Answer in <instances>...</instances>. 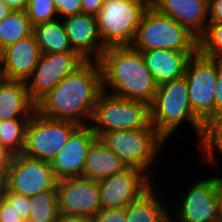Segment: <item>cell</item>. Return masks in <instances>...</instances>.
Wrapping results in <instances>:
<instances>
[{
	"mask_svg": "<svg viewBox=\"0 0 222 222\" xmlns=\"http://www.w3.org/2000/svg\"><path fill=\"white\" fill-rule=\"evenodd\" d=\"M102 92L99 61H86L45 95L36 104V111L47 118L87 125Z\"/></svg>",
	"mask_w": 222,
	"mask_h": 222,
	"instance_id": "obj_1",
	"label": "cell"
},
{
	"mask_svg": "<svg viewBox=\"0 0 222 222\" xmlns=\"http://www.w3.org/2000/svg\"><path fill=\"white\" fill-rule=\"evenodd\" d=\"M99 63L104 92L152 104L158 84L147 68L141 51L132 46L108 47Z\"/></svg>",
	"mask_w": 222,
	"mask_h": 222,
	"instance_id": "obj_2",
	"label": "cell"
},
{
	"mask_svg": "<svg viewBox=\"0 0 222 222\" xmlns=\"http://www.w3.org/2000/svg\"><path fill=\"white\" fill-rule=\"evenodd\" d=\"M150 123L168 142L181 124L190 123L201 139L204 123L195 115L189 104L185 76L158 85L154 101L150 105Z\"/></svg>",
	"mask_w": 222,
	"mask_h": 222,
	"instance_id": "obj_3",
	"label": "cell"
},
{
	"mask_svg": "<svg viewBox=\"0 0 222 222\" xmlns=\"http://www.w3.org/2000/svg\"><path fill=\"white\" fill-rule=\"evenodd\" d=\"M138 51L168 49L199 51V38L171 17L160 13L151 4L146 9L131 45Z\"/></svg>",
	"mask_w": 222,
	"mask_h": 222,
	"instance_id": "obj_4",
	"label": "cell"
},
{
	"mask_svg": "<svg viewBox=\"0 0 222 222\" xmlns=\"http://www.w3.org/2000/svg\"><path fill=\"white\" fill-rule=\"evenodd\" d=\"M99 139L127 167L138 168L151 178L154 175L151 167H156L158 156L167 144L155 129L108 131Z\"/></svg>",
	"mask_w": 222,
	"mask_h": 222,
	"instance_id": "obj_5",
	"label": "cell"
},
{
	"mask_svg": "<svg viewBox=\"0 0 222 222\" xmlns=\"http://www.w3.org/2000/svg\"><path fill=\"white\" fill-rule=\"evenodd\" d=\"M89 125L97 138L108 131L155 129L150 123V105L104 91L98 97Z\"/></svg>",
	"mask_w": 222,
	"mask_h": 222,
	"instance_id": "obj_6",
	"label": "cell"
},
{
	"mask_svg": "<svg viewBox=\"0 0 222 222\" xmlns=\"http://www.w3.org/2000/svg\"><path fill=\"white\" fill-rule=\"evenodd\" d=\"M151 0H105L95 16L105 48L131 46Z\"/></svg>",
	"mask_w": 222,
	"mask_h": 222,
	"instance_id": "obj_7",
	"label": "cell"
},
{
	"mask_svg": "<svg viewBox=\"0 0 222 222\" xmlns=\"http://www.w3.org/2000/svg\"><path fill=\"white\" fill-rule=\"evenodd\" d=\"M78 126L72 121L47 118L35 111L26 128L22 154L50 163Z\"/></svg>",
	"mask_w": 222,
	"mask_h": 222,
	"instance_id": "obj_8",
	"label": "cell"
},
{
	"mask_svg": "<svg viewBox=\"0 0 222 222\" xmlns=\"http://www.w3.org/2000/svg\"><path fill=\"white\" fill-rule=\"evenodd\" d=\"M217 69L218 59L207 57L198 51L190 57L184 74L189 104L204 124L215 117Z\"/></svg>",
	"mask_w": 222,
	"mask_h": 222,
	"instance_id": "obj_9",
	"label": "cell"
},
{
	"mask_svg": "<svg viewBox=\"0 0 222 222\" xmlns=\"http://www.w3.org/2000/svg\"><path fill=\"white\" fill-rule=\"evenodd\" d=\"M3 178L8 190L28 197L53 190L57 183L49 162L23 154L12 156Z\"/></svg>",
	"mask_w": 222,
	"mask_h": 222,
	"instance_id": "obj_10",
	"label": "cell"
},
{
	"mask_svg": "<svg viewBox=\"0 0 222 222\" xmlns=\"http://www.w3.org/2000/svg\"><path fill=\"white\" fill-rule=\"evenodd\" d=\"M219 176L197 179L177 201L170 222H219L217 189ZM178 202H180L178 204ZM175 214V215H174Z\"/></svg>",
	"mask_w": 222,
	"mask_h": 222,
	"instance_id": "obj_11",
	"label": "cell"
},
{
	"mask_svg": "<svg viewBox=\"0 0 222 222\" xmlns=\"http://www.w3.org/2000/svg\"><path fill=\"white\" fill-rule=\"evenodd\" d=\"M153 181L146 172L134 167H126L119 173L99 180L101 210L125 208L147 192L155 184Z\"/></svg>",
	"mask_w": 222,
	"mask_h": 222,
	"instance_id": "obj_12",
	"label": "cell"
},
{
	"mask_svg": "<svg viewBox=\"0 0 222 222\" xmlns=\"http://www.w3.org/2000/svg\"><path fill=\"white\" fill-rule=\"evenodd\" d=\"M85 62L77 52L42 54L32 76L26 81L30 99L37 104L64 77Z\"/></svg>",
	"mask_w": 222,
	"mask_h": 222,
	"instance_id": "obj_13",
	"label": "cell"
},
{
	"mask_svg": "<svg viewBox=\"0 0 222 222\" xmlns=\"http://www.w3.org/2000/svg\"><path fill=\"white\" fill-rule=\"evenodd\" d=\"M58 213L93 217L100 210L98 181L68 178L56 183Z\"/></svg>",
	"mask_w": 222,
	"mask_h": 222,
	"instance_id": "obj_14",
	"label": "cell"
},
{
	"mask_svg": "<svg viewBox=\"0 0 222 222\" xmlns=\"http://www.w3.org/2000/svg\"><path fill=\"white\" fill-rule=\"evenodd\" d=\"M96 138L89 124L79 125L71 133L65 146L50 162L57 181L83 177L86 154Z\"/></svg>",
	"mask_w": 222,
	"mask_h": 222,
	"instance_id": "obj_15",
	"label": "cell"
},
{
	"mask_svg": "<svg viewBox=\"0 0 222 222\" xmlns=\"http://www.w3.org/2000/svg\"><path fill=\"white\" fill-rule=\"evenodd\" d=\"M41 55L33 33L8 45L0 52V78L26 82L32 76Z\"/></svg>",
	"mask_w": 222,
	"mask_h": 222,
	"instance_id": "obj_16",
	"label": "cell"
},
{
	"mask_svg": "<svg viewBox=\"0 0 222 222\" xmlns=\"http://www.w3.org/2000/svg\"><path fill=\"white\" fill-rule=\"evenodd\" d=\"M62 22L73 51L86 61H99L106 48L98 33L96 17L81 13L63 18Z\"/></svg>",
	"mask_w": 222,
	"mask_h": 222,
	"instance_id": "obj_17",
	"label": "cell"
},
{
	"mask_svg": "<svg viewBox=\"0 0 222 222\" xmlns=\"http://www.w3.org/2000/svg\"><path fill=\"white\" fill-rule=\"evenodd\" d=\"M160 13L171 17L200 38L209 24V8L206 0H151Z\"/></svg>",
	"mask_w": 222,
	"mask_h": 222,
	"instance_id": "obj_18",
	"label": "cell"
},
{
	"mask_svg": "<svg viewBox=\"0 0 222 222\" xmlns=\"http://www.w3.org/2000/svg\"><path fill=\"white\" fill-rule=\"evenodd\" d=\"M198 51L153 49L141 51L147 68L158 85L183 77L187 63Z\"/></svg>",
	"mask_w": 222,
	"mask_h": 222,
	"instance_id": "obj_19",
	"label": "cell"
},
{
	"mask_svg": "<svg viewBox=\"0 0 222 222\" xmlns=\"http://www.w3.org/2000/svg\"><path fill=\"white\" fill-rule=\"evenodd\" d=\"M35 111L26 82L0 78V120L30 119Z\"/></svg>",
	"mask_w": 222,
	"mask_h": 222,
	"instance_id": "obj_20",
	"label": "cell"
},
{
	"mask_svg": "<svg viewBox=\"0 0 222 222\" xmlns=\"http://www.w3.org/2000/svg\"><path fill=\"white\" fill-rule=\"evenodd\" d=\"M126 167L117 155L96 138L88 148L82 178L99 181Z\"/></svg>",
	"mask_w": 222,
	"mask_h": 222,
	"instance_id": "obj_21",
	"label": "cell"
},
{
	"mask_svg": "<svg viewBox=\"0 0 222 222\" xmlns=\"http://www.w3.org/2000/svg\"><path fill=\"white\" fill-rule=\"evenodd\" d=\"M156 184L159 182L155 183L139 199L125 207V222H170V209L172 207L163 203L161 199L165 196L159 194Z\"/></svg>",
	"mask_w": 222,
	"mask_h": 222,
	"instance_id": "obj_22",
	"label": "cell"
},
{
	"mask_svg": "<svg viewBox=\"0 0 222 222\" xmlns=\"http://www.w3.org/2000/svg\"><path fill=\"white\" fill-rule=\"evenodd\" d=\"M33 34L41 53H65L73 51L62 19L33 26Z\"/></svg>",
	"mask_w": 222,
	"mask_h": 222,
	"instance_id": "obj_23",
	"label": "cell"
},
{
	"mask_svg": "<svg viewBox=\"0 0 222 222\" xmlns=\"http://www.w3.org/2000/svg\"><path fill=\"white\" fill-rule=\"evenodd\" d=\"M33 33L26 11L13 10L0 21V52L8 45Z\"/></svg>",
	"mask_w": 222,
	"mask_h": 222,
	"instance_id": "obj_24",
	"label": "cell"
},
{
	"mask_svg": "<svg viewBox=\"0 0 222 222\" xmlns=\"http://www.w3.org/2000/svg\"><path fill=\"white\" fill-rule=\"evenodd\" d=\"M202 163L217 164L216 153L222 155V115L208 120L198 142ZM215 151H217L215 153Z\"/></svg>",
	"mask_w": 222,
	"mask_h": 222,
	"instance_id": "obj_25",
	"label": "cell"
},
{
	"mask_svg": "<svg viewBox=\"0 0 222 222\" xmlns=\"http://www.w3.org/2000/svg\"><path fill=\"white\" fill-rule=\"evenodd\" d=\"M58 215L56 187L30 197V216L27 222H56Z\"/></svg>",
	"mask_w": 222,
	"mask_h": 222,
	"instance_id": "obj_26",
	"label": "cell"
},
{
	"mask_svg": "<svg viewBox=\"0 0 222 222\" xmlns=\"http://www.w3.org/2000/svg\"><path fill=\"white\" fill-rule=\"evenodd\" d=\"M30 119L0 120V143L12 155L22 154Z\"/></svg>",
	"mask_w": 222,
	"mask_h": 222,
	"instance_id": "obj_27",
	"label": "cell"
},
{
	"mask_svg": "<svg viewBox=\"0 0 222 222\" xmlns=\"http://www.w3.org/2000/svg\"><path fill=\"white\" fill-rule=\"evenodd\" d=\"M199 51L222 60V22H209L206 32L199 38Z\"/></svg>",
	"mask_w": 222,
	"mask_h": 222,
	"instance_id": "obj_28",
	"label": "cell"
},
{
	"mask_svg": "<svg viewBox=\"0 0 222 222\" xmlns=\"http://www.w3.org/2000/svg\"><path fill=\"white\" fill-rule=\"evenodd\" d=\"M26 13L33 26L58 19L52 0H29Z\"/></svg>",
	"mask_w": 222,
	"mask_h": 222,
	"instance_id": "obj_29",
	"label": "cell"
},
{
	"mask_svg": "<svg viewBox=\"0 0 222 222\" xmlns=\"http://www.w3.org/2000/svg\"><path fill=\"white\" fill-rule=\"evenodd\" d=\"M2 198L14 207L24 222L28 221L30 216V197L14 193L3 186Z\"/></svg>",
	"mask_w": 222,
	"mask_h": 222,
	"instance_id": "obj_30",
	"label": "cell"
},
{
	"mask_svg": "<svg viewBox=\"0 0 222 222\" xmlns=\"http://www.w3.org/2000/svg\"><path fill=\"white\" fill-rule=\"evenodd\" d=\"M57 10L58 19H63L82 13L81 0H52Z\"/></svg>",
	"mask_w": 222,
	"mask_h": 222,
	"instance_id": "obj_31",
	"label": "cell"
},
{
	"mask_svg": "<svg viewBox=\"0 0 222 222\" xmlns=\"http://www.w3.org/2000/svg\"><path fill=\"white\" fill-rule=\"evenodd\" d=\"M125 208L103 209L91 217V222H125Z\"/></svg>",
	"mask_w": 222,
	"mask_h": 222,
	"instance_id": "obj_32",
	"label": "cell"
},
{
	"mask_svg": "<svg viewBox=\"0 0 222 222\" xmlns=\"http://www.w3.org/2000/svg\"><path fill=\"white\" fill-rule=\"evenodd\" d=\"M0 222H24L14 207L2 197L0 198Z\"/></svg>",
	"mask_w": 222,
	"mask_h": 222,
	"instance_id": "obj_33",
	"label": "cell"
},
{
	"mask_svg": "<svg viewBox=\"0 0 222 222\" xmlns=\"http://www.w3.org/2000/svg\"><path fill=\"white\" fill-rule=\"evenodd\" d=\"M214 99H215V117H217L219 115H222V60H218Z\"/></svg>",
	"mask_w": 222,
	"mask_h": 222,
	"instance_id": "obj_34",
	"label": "cell"
},
{
	"mask_svg": "<svg viewBox=\"0 0 222 222\" xmlns=\"http://www.w3.org/2000/svg\"><path fill=\"white\" fill-rule=\"evenodd\" d=\"M209 22H222V0L208 2Z\"/></svg>",
	"mask_w": 222,
	"mask_h": 222,
	"instance_id": "obj_35",
	"label": "cell"
},
{
	"mask_svg": "<svg viewBox=\"0 0 222 222\" xmlns=\"http://www.w3.org/2000/svg\"><path fill=\"white\" fill-rule=\"evenodd\" d=\"M105 0H81L82 13L96 16L101 10Z\"/></svg>",
	"mask_w": 222,
	"mask_h": 222,
	"instance_id": "obj_36",
	"label": "cell"
},
{
	"mask_svg": "<svg viewBox=\"0 0 222 222\" xmlns=\"http://www.w3.org/2000/svg\"><path fill=\"white\" fill-rule=\"evenodd\" d=\"M12 154L0 143V175L4 176L12 159Z\"/></svg>",
	"mask_w": 222,
	"mask_h": 222,
	"instance_id": "obj_37",
	"label": "cell"
},
{
	"mask_svg": "<svg viewBox=\"0 0 222 222\" xmlns=\"http://www.w3.org/2000/svg\"><path fill=\"white\" fill-rule=\"evenodd\" d=\"M56 222H91V217L84 215L59 214Z\"/></svg>",
	"mask_w": 222,
	"mask_h": 222,
	"instance_id": "obj_38",
	"label": "cell"
},
{
	"mask_svg": "<svg viewBox=\"0 0 222 222\" xmlns=\"http://www.w3.org/2000/svg\"><path fill=\"white\" fill-rule=\"evenodd\" d=\"M12 10L26 11L29 0H3Z\"/></svg>",
	"mask_w": 222,
	"mask_h": 222,
	"instance_id": "obj_39",
	"label": "cell"
},
{
	"mask_svg": "<svg viewBox=\"0 0 222 222\" xmlns=\"http://www.w3.org/2000/svg\"><path fill=\"white\" fill-rule=\"evenodd\" d=\"M217 203H218V219L222 222V185L218 183L217 189Z\"/></svg>",
	"mask_w": 222,
	"mask_h": 222,
	"instance_id": "obj_40",
	"label": "cell"
},
{
	"mask_svg": "<svg viewBox=\"0 0 222 222\" xmlns=\"http://www.w3.org/2000/svg\"><path fill=\"white\" fill-rule=\"evenodd\" d=\"M12 11L13 10L3 0H0V21Z\"/></svg>",
	"mask_w": 222,
	"mask_h": 222,
	"instance_id": "obj_41",
	"label": "cell"
},
{
	"mask_svg": "<svg viewBox=\"0 0 222 222\" xmlns=\"http://www.w3.org/2000/svg\"><path fill=\"white\" fill-rule=\"evenodd\" d=\"M4 186V178L0 175V198L2 197V188Z\"/></svg>",
	"mask_w": 222,
	"mask_h": 222,
	"instance_id": "obj_42",
	"label": "cell"
},
{
	"mask_svg": "<svg viewBox=\"0 0 222 222\" xmlns=\"http://www.w3.org/2000/svg\"><path fill=\"white\" fill-rule=\"evenodd\" d=\"M219 181H220V184L222 185V175L221 177L219 176Z\"/></svg>",
	"mask_w": 222,
	"mask_h": 222,
	"instance_id": "obj_43",
	"label": "cell"
}]
</instances>
